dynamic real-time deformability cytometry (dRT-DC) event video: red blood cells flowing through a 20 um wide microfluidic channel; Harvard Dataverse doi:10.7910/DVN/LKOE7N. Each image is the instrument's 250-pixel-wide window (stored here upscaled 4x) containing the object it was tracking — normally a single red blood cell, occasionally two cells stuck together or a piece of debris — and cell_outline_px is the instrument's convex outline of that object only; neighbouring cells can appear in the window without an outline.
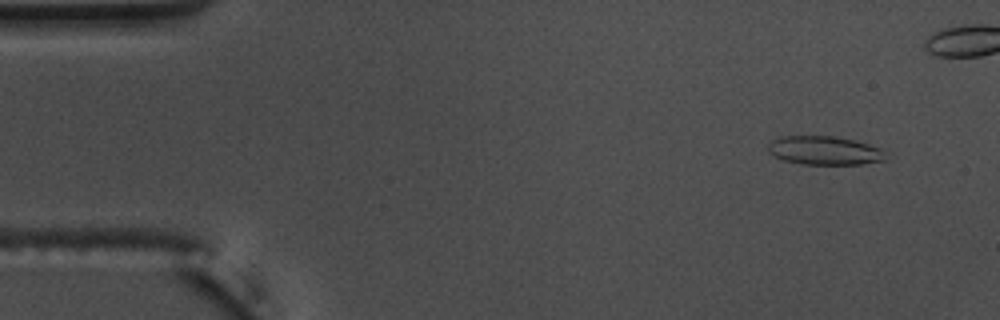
{"species": "common noctule bat (a hibernating species)", "species_latin": "Nyctalus noctula", "temperature_condition": "warm", "stored_images_in_passage": 48, "camera_frame_rate_fps": 3000, "um_per_image_px": 0.085, "animal": {"sex": "male", "body_mass_g": 17.5, "forearm_length_mm": 52.3}, "frame": {"image": 1, "passage_image": 5, "time_ms": 1.333, "image_size_px": [1000, 320], "cell_outline_px": [[884, 160], [860, 164], [800, 164], [784, 160], [768, 152], [768, 144], [772, 140], [780, 136], [832, 136], [856, 140], [880, 148], [884, 152]], "centroid_in_image_um": [70.05, 12.78], "position_along_channel_um": 15.0, "area_um2": 19.54}}
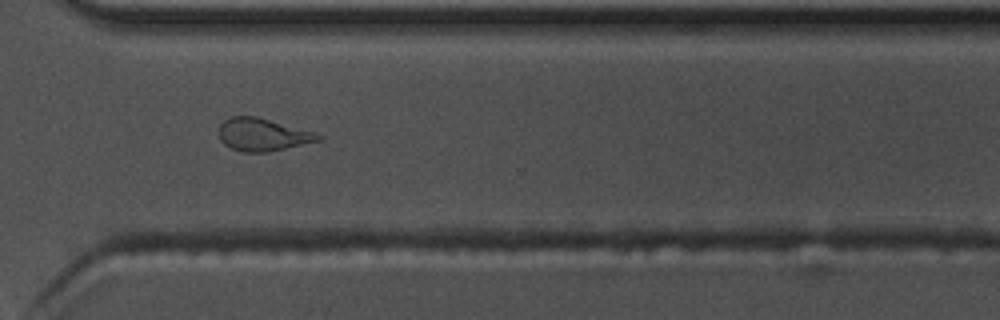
{"frame": {"image": 2, "passage_image": 40, "time_ms": 13.0, "image_size_px": [1000, 320], "cell_outline_px": [[324, 140], [268, 152], [244, 152], [232, 148], [224, 144], [220, 140], [220, 124], [224, 120], [232, 116], [256, 116], [316, 132], [324, 136]], "centroid_in_image_um": [22.39, 11.44], "position_along_channel_um": 348.2, "area_um2": 19.02}}
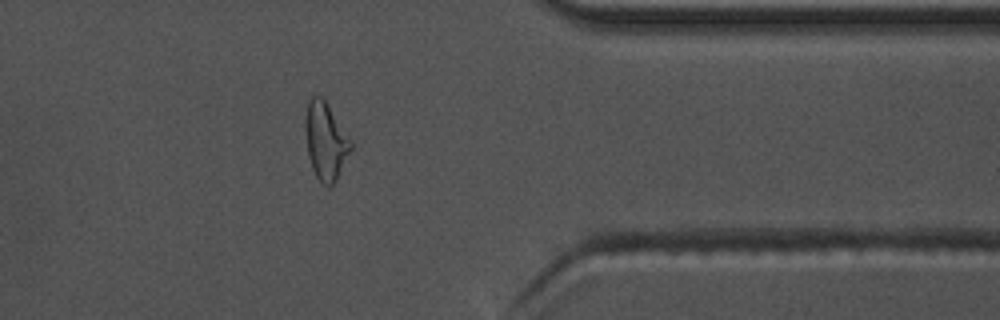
{"frame": {"image": 3, "passage_image": 44, "time_ms": 14.333, "image_size_px": [1000, 320], "cell_outline_px": [[352, 148], [336, 180], [328, 188], [320, 184], [312, 168], [308, 156], [304, 124], [304, 120], [308, 100], [312, 96], [320, 96], [328, 104], [352, 140]], "centroid_in_image_um": [27.67, 12.0], "position_along_channel_um": 383.7, "area_um2": 20.75}, "authors_computed_cell_mechanics": {"area_um2": 19.1318, "velocity_mm_per_s": 3.7575, "shape_relaxation_time_tau1_ms": null, "shape_relaxation_time_tau2_ms": 1.8398, "deformation_change_tau1": null, "deformation_change_tau2": 0.1088}}